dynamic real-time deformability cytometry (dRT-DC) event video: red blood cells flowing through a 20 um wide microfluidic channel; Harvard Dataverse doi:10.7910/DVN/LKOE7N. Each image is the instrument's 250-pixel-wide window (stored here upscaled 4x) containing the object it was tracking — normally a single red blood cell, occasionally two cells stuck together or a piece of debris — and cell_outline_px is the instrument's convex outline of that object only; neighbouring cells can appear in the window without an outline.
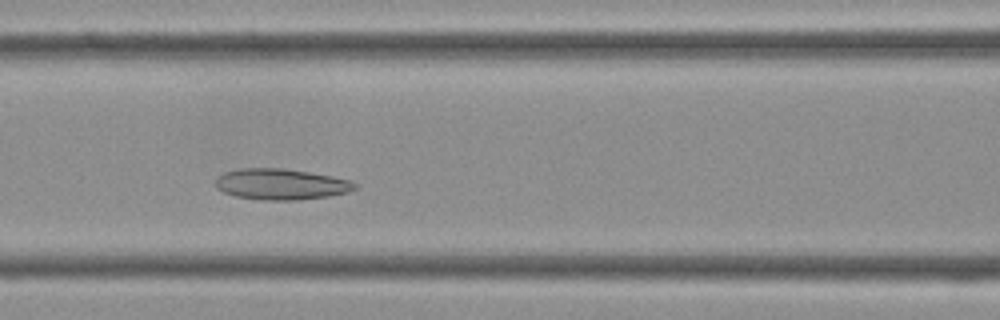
{"species": "Egyptian fruit bat (a non-hibernating species)", "species_latin": "Rousettus aegyptiacus", "temperature_condition": "cold", "stored_images_in_passage": 39, "camera_frame_rate_fps": 3000, "um_per_image_px": 0.085, "frame": {"image": 1, "passage_image": 14, "time_ms": 4.333, "image_size_px": [1000, 320], "cell_outline_px": [[356, 188], [348, 192], [328, 196], [300, 200], [260, 200], [236, 196], [224, 192], [216, 188], [216, 176], [224, 172], [240, 168], [284, 168], [332, 176], [348, 180], [356, 184]], "centroid_in_image_um": [23.85, 15.66], "position_along_channel_um": 142.8, "area_um2": 25.14}}
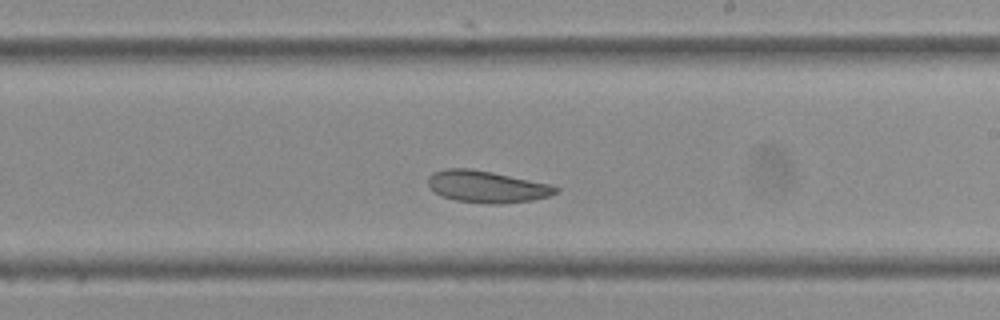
{"frame": {"image": 2, "passage_image": 21, "time_ms": 6.667, "image_size_px": [1000, 320], "cell_outline_px": [[560, 188], [556, 192], [548, 196], [532, 200], [500, 204], [484, 204], [456, 200], [440, 196], [428, 184], [428, 176], [432, 172], [444, 168], [468, 168], [492, 172], [552, 184]], "centroid_in_image_um": [41.37, 15.86], "position_along_channel_um": 247.6, "area_um2": 23.81}}
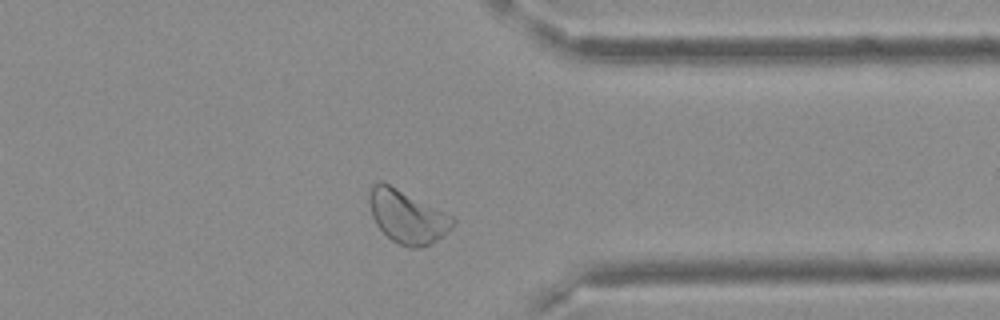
{"frame": {"image": 3, "passage_image": 30, "time_ms": 9.667, "image_size_px": [1000, 320], "cell_outline_px": [[456, 220], [452, 228], [444, 236], [420, 248], [408, 248], [392, 240], [376, 224], [372, 216], [368, 204], [368, 196], [372, 184], [380, 180], [456, 216]], "centroid_in_image_um": [34.64, 18.4], "position_along_channel_um": 376.8, "area_um2": 26.07}}